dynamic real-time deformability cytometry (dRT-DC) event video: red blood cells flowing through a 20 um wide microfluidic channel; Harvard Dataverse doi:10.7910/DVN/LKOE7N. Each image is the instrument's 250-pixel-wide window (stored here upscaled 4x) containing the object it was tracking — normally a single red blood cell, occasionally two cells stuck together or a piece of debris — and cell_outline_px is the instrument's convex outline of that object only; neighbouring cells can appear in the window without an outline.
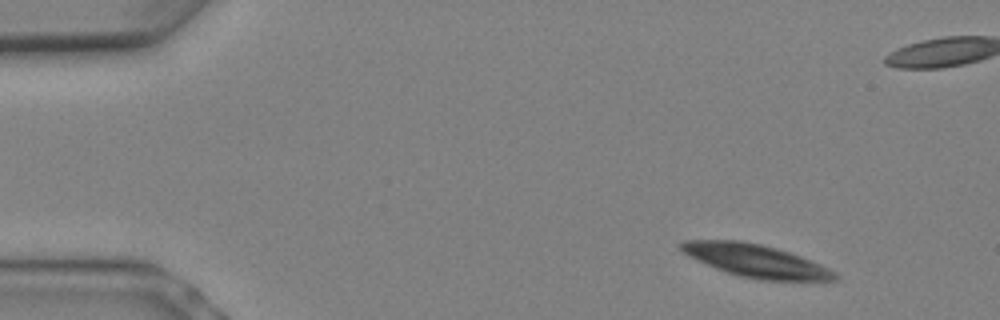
{"species": "Egyptian fruit bat (a non-hibernating species)", "species_latin": "Rousettus aegyptiacus", "temperature_condition": "warm", "stored_images_in_passage": 6, "camera_frame_rate_fps": 3000, "um_per_image_px": 0.085, "animal": {"sex": "female"}, "frame": {"image": 1, "passage_image": 1, "time_ms": 0.0, "image_size_px": [1000, 320], "cell_outline_px": [[840, 280], [760, 280], [740, 276], [716, 268], [688, 256], [680, 248], [680, 240], [740, 240], [760, 244], [776, 248], [800, 256], [820, 264], [836, 272], [840, 276]], "centroid_in_image_um": [64.25, 22.16], "position_along_channel_um": 20.7, "area_um2": 29.13}}